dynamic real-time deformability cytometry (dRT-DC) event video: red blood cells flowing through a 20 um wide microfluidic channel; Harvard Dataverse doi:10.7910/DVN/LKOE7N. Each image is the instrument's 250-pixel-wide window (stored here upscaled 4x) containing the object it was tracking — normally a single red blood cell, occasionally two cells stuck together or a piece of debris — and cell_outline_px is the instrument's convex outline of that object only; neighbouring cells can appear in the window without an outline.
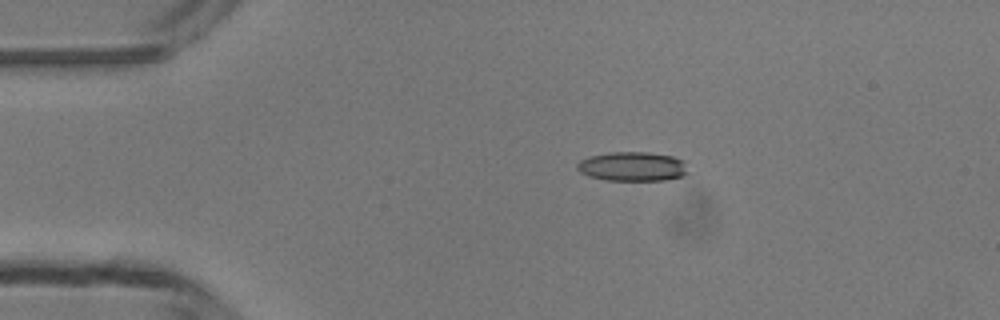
{"species": "common noctule bat (a hibernating species)", "species_latin": "Nyctalus noctula", "temperature_condition": "room temperature", "stored_images_in_passage": 40, "camera_frame_rate_fps": 3000, "um_per_image_px": 0.085, "animal": {"sex": "male", "body_mass_g": 13.3}, "frame": {"image": 1, "passage_image": 1, "time_ms": 0.0, "image_size_px": [1000, 320], "cell_outline_px": [[688, 172], [684, 176], [664, 180], [604, 180], [588, 176], [580, 172], [576, 168], [576, 164], [580, 160], [588, 156], [608, 152], [648, 152], [672, 156], [684, 160]], "centroid_in_image_um": [53.74, 14.15], "position_along_channel_um": 31.3, "area_um2": 19.13}}
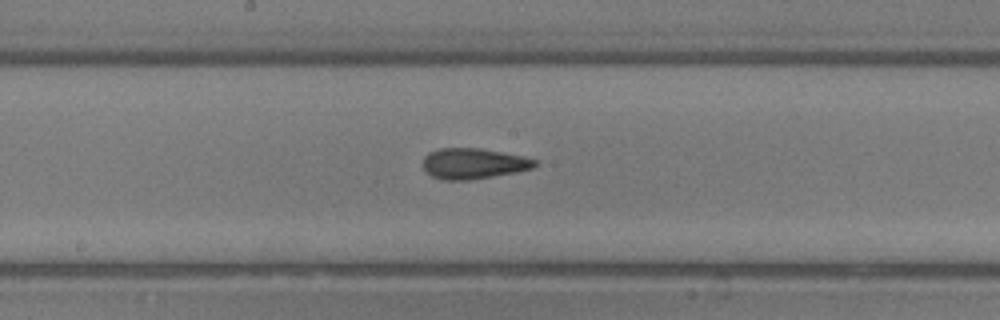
{"frame": {"image": 2, "passage_image": 17, "time_ms": 5.333, "image_size_px": [1000, 320], "cell_outline_px": [[536, 164], [532, 168], [516, 172], [468, 180], [444, 180], [432, 176], [424, 168], [424, 156], [428, 152], [440, 148], [480, 148], [524, 156], [536, 160]], "centroid_in_image_um": [40.23, 13.89], "position_along_channel_um": 208.0, "area_um2": 19.83}}
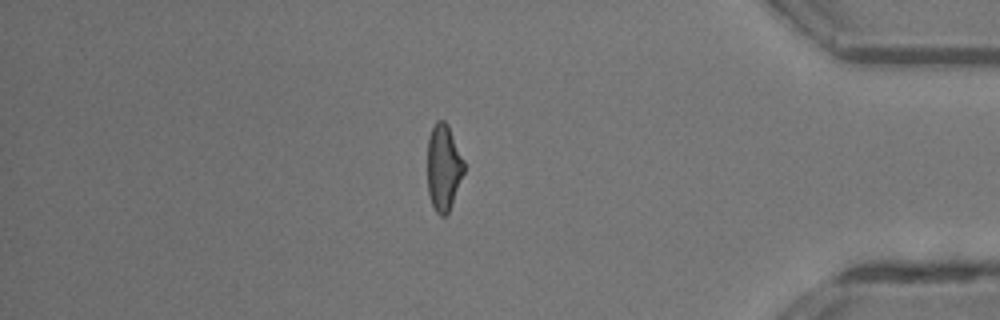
{"frame": {"image": 3, "passage_image": 33, "time_ms": 10.667, "image_size_px": [1000, 320], "cell_outline_px": [[464, 172], [452, 204], [448, 212], [444, 216], [440, 216], [436, 212], [432, 204], [428, 192], [428, 136], [436, 120], [444, 120], [448, 124], [464, 160]], "centroid_in_image_um": [37.7, 14.21], "position_along_channel_um": 397.5, "area_um2": 18.38}, "authors_computed_cell_mechanics": {"area_um2": 19.4497, "velocity_mm_per_s": 4.2243, "shape_relaxation_time_tau1_ms": 8.3637, "shape_relaxation_time_tau2_ms": 2.5399, "deformation_change_tau1": 0.216, "deformation_change_tau2": 0.1207}}